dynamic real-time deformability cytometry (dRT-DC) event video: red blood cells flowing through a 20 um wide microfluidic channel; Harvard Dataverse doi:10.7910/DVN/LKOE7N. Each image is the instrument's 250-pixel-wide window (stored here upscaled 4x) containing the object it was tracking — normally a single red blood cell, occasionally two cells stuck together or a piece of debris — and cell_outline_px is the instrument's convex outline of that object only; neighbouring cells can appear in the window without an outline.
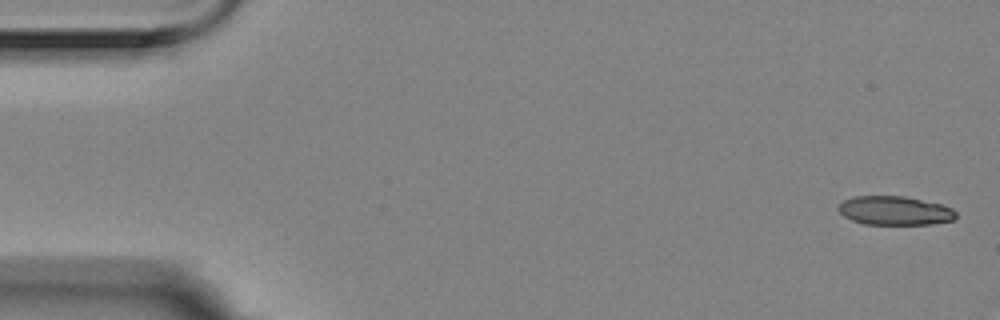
{"species": "Egyptian fruit bat (a non-hibernating species)", "species_latin": "Rousettus aegyptiacus", "temperature_condition": "room temperature", "stored_images_in_passage": 4, "camera_frame_rate_fps": 3000, "um_per_image_px": 0.085, "animal": {"sex": "female"}, "frame": {"image": 1, "passage_image": 1, "time_ms": 0.0, "image_size_px": [1000, 320], "cell_outline_px": [[956, 220], [932, 224], [864, 224], [852, 220], [844, 216], [836, 208], [844, 200], [852, 196], [904, 196], [940, 204], [952, 208], [956, 212]], "centroid_in_image_um": [76.06, 17.9], "position_along_channel_um": 8.9, "area_um2": 19.83}}
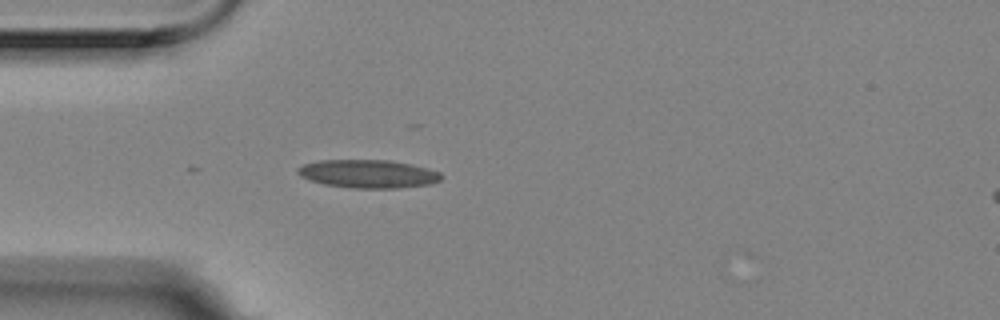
{"frame": {"image": 2, "passage_image": 4, "time_ms": 1.0, "image_size_px": [1000, 320], "cell_outline_px": [[444, 176], [440, 180], [432, 184], [400, 188], [352, 188], [324, 184], [308, 180], [300, 176], [296, 172], [296, 168], [304, 164], [320, 160], [388, 160], [408, 164], [440, 172]], "centroid_in_image_um": [31.26, 14.78], "position_along_channel_um": 53.7, "area_um2": 23.64}}